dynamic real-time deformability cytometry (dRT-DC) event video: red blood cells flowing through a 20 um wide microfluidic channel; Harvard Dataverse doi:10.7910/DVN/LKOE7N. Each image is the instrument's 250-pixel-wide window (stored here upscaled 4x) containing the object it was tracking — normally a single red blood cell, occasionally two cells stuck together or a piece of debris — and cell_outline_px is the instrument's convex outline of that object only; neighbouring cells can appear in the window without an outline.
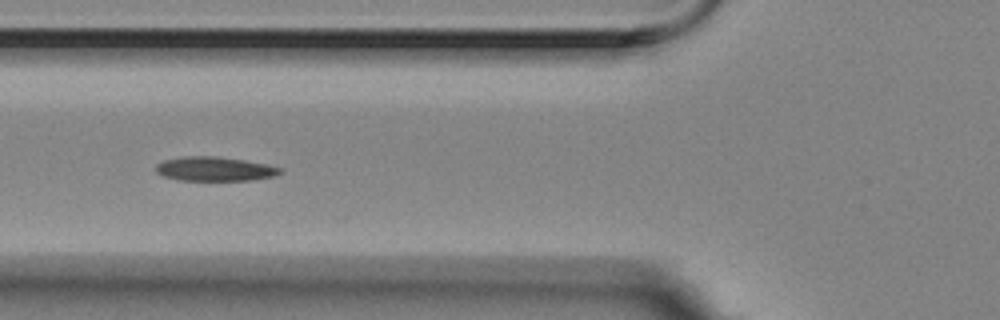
{"species": "Egyptian fruit bat (a non-hibernating species)", "species_latin": "Rousettus aegyptiacus", "temperature_condition": "room temperature", "stored_images_in_passage": 15, "camera_frame_rate_fps": 3000, "um_per_image_px": 0.085, "animal": {"sex": "female"}, "frame": {"image": 1, "passage_image": 6, "time_ms": 1.667, "image_size_px": [1000, 320], "cell_outline_px": [[284, 172], [276, 176], [252, 180], [180, 180], [164, 176], [156, 172], [156, 164], [164, 160], [180, 156], [216, 156], [244, 160], [268, 164], [284, 168]], "centroid_in_image_um": [18.31, 14.35], "position_along_channel_um": 107.5, "area_um2": 17.74}}
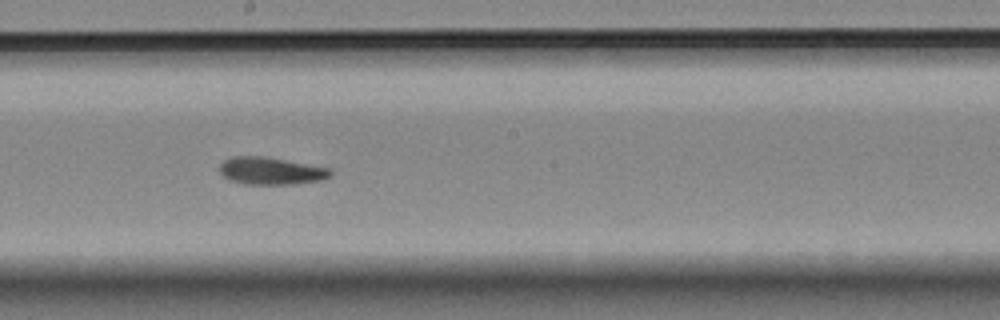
{"frame": {"image": 2, "passage_image": 9, "time_ms": 2.667, "image_size_px": [1000, 320], "cell_outline_px": [[332, 176], [324, 180], [292, 184], [244, 184], [228, 180], [220, 172], [220, 164], [224, 160], [232, 156], [264, 156], [332, 168]], "centroid_in_image_um": [23.06, 14.52], "position_along_channel_um": 225.1, "area_um2": 17.92}}
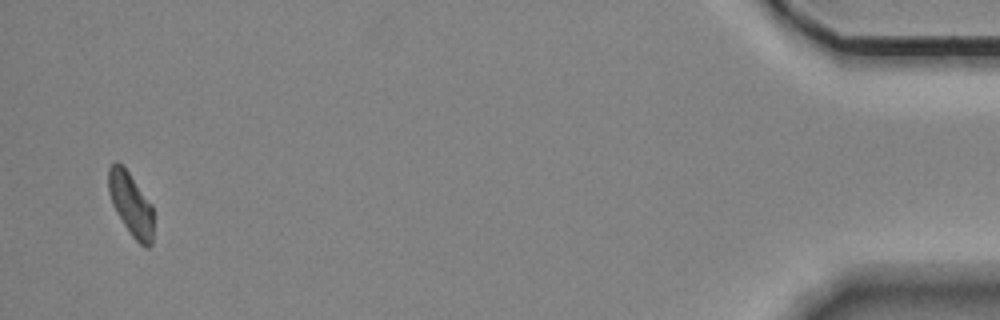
{"frame": {"image": 3, "passage_image": 15, "time_ms": 4.667, "image_size_px": [1000, 320], "cell_outline_px": [[152, 244], [148, 248], [144, 248], [132, 236], [116, 212], [112, 204], [108, 192], [108, 168], [116, 160], [128, 172], [152, 204]], "centroid_in_image_um": [11.11, 17.36], "position_along_channel_um": 424.1, "area_um2": 16.42}}